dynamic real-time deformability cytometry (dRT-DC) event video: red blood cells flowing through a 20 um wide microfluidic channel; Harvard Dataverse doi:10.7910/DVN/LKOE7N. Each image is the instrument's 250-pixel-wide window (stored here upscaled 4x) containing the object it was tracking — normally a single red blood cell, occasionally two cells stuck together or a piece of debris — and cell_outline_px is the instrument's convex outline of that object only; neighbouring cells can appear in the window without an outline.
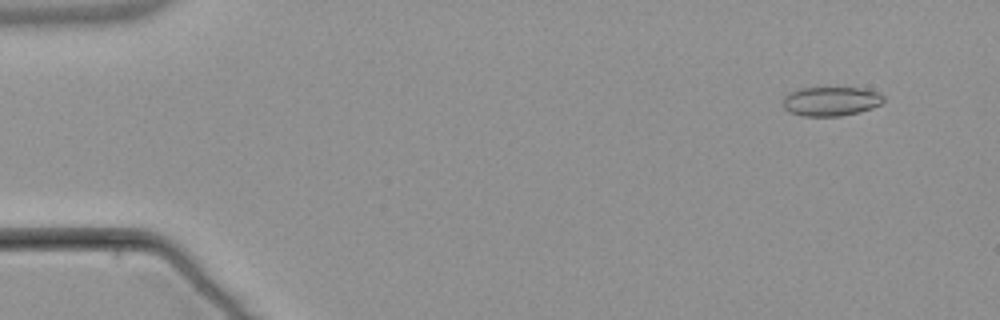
{"species": "common noctule bat (a hibernating species)", "species_latin": "Nyctalus noctula", "temperature_condition": "warm", "stored_images_in_passage": 5, "segment_of_instrument_passage": [2, 2], "camera_frame_rate_fps": 3000, "um_per_image_px": 0.085, "animal": {"sex": "male", "body_mass_g": 21.5, "forearm_length_mm": 52.0}, "frame": {"image": 1, "passage_image": 5, "time_ms": 5.667, "image_size_px": [1000, 320], "cell_outline_px": [[884, 100], [880, 104], [872, 108], [860, 112], [840, 116], [804, 116], [788, 112], [784, 108], [784, 96], [788, 92], [800, 88], [860, 88], [876, 92], [884, 96]], "centroid_in_image_um": [70.6, 8.61], "position_along_channel_um": 14.4, "area_um2": 17.11}}